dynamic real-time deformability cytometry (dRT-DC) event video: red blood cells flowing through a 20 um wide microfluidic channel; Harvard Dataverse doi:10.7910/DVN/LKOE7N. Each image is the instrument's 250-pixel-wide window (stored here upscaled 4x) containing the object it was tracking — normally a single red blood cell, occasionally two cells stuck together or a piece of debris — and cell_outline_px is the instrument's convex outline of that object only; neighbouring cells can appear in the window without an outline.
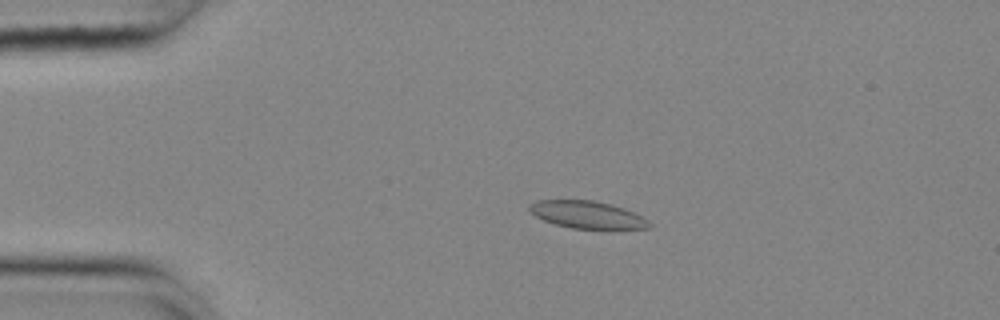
{"species": "common noctule bat (a hibernating species)", "species_latin": "Nyctalus noctula", "temperature_condition": "cold", "stored_images_in_passage": 55, "camera_frame_rate_fps": 3000, "um_per_image_px": 0.085, "animal": {"sex": "female", "body_mass_g": 25.1}, "frame": {"image": 1, "passage_image": 12, "time_ms": 3.667, "image_size_px": [1000, 320], "cell_outline_px": [[652, 228], [572, 228], [556, 224], [544, 220], [536, 216], [528, 208], [528, 204], [536, 200], [592, 200], [612, 204], [624, 208], [648, 220], [652, 224]], "centroid_in_image_um": [49.9, 18.23], "position_along_channel_um": 35.1, "area_um2": 18.84}}
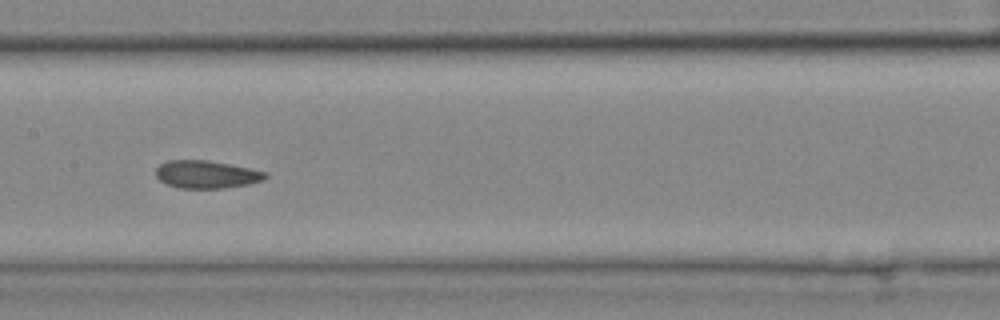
{"frame": {"image": 2, "passage_image": 28, "time_ms": 9.0, "image_size_px": [1000, 320], "cell_outline_px": [[268, 176], [264, 180], [248, 184], [224, 188], [180, 188], [168, 184], [160, 180], [156, 176], [156, 168], [160, 164], [168, 160], [208, 160], [268, 172]], "centroid_in_image_um": [17.56, 14.82], "position_along_channel_um": 189.8, "area_um2": 17.63}}
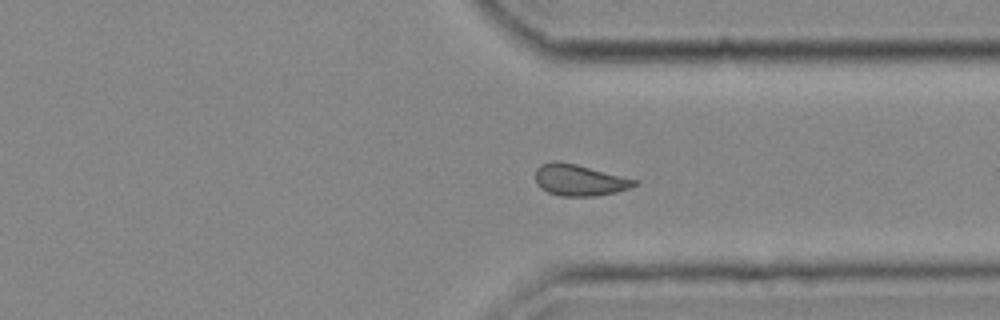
{"frame": {"image": 3, "passage_image": 42, "time_ms": 13.667, "image_size_px": [1000, 320], "cell_outline_px": [[640, 180], [636, 184], [628, 188], [616, 192], [596, 196], [560, 196], [548, 192], [540, 188], [536, 184], [536, 168], [540, 164], [552, 160], [556, 160], [576, 164]], "centroid_in_image_um": [49.22, 15.3], "position_along_channel_um": 362.2, "area_um2": 18.26}, "authors_computed_cell_mechanics": {"area_um2": 18.3226, "velocity_mm_per_s": 3.6809, "shape_relaxation_time_tau1_ms": 7.7451, "shape_relaxation_time_tau2_ms": 1.7888, "deformation_change_tau1": 0.1572, "deformation_change_tau2": 0.0835}}